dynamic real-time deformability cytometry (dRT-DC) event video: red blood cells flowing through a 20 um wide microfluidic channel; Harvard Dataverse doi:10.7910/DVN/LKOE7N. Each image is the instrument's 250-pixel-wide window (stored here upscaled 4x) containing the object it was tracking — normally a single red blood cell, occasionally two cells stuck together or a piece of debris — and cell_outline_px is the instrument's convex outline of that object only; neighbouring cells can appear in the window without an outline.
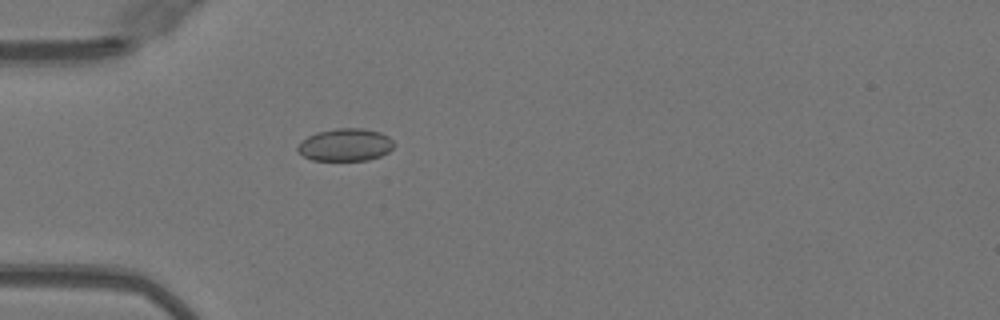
{"species": "Egyptian fruit bat (a non-hibernating species)", "species_latin": "Rousettus aegyptiacus", "temperature_condition": "warm", "stored_images_in_passage": 39, "camera_frame_rate_fps": 3000, "um_per_image_px": 0.085, "animal": {"sex": "female"}, "frame": {"image": 1, "passage_image": 4, "time_ms": 1.0, "image_size_px": [1000, 320], "cell_outline_px": [[392, 148], [388, 152], [380, 156], [368, 160], [312, 160], [304, 156], [296, 148], [308, 136], [316, 132], [336, 128], [364, 128], [380, 132], [388, 136], [392, 140]], "centroid_in_image_um": [29.37, 12.3], "position_along_channel_um": 55.6, "area_um2": 18.09}}
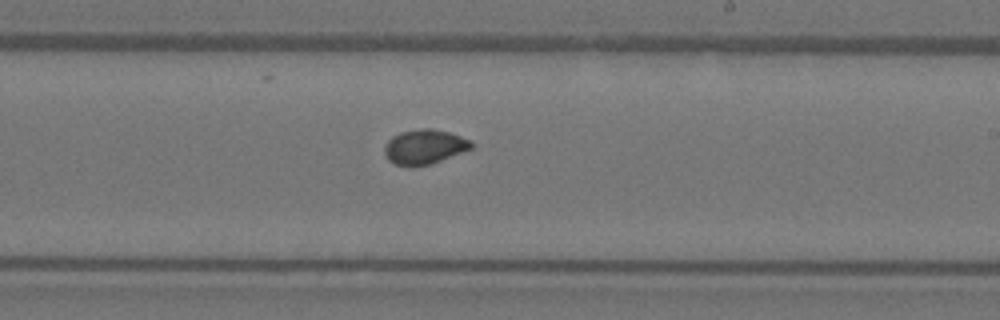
{"frame": {"image": 2, "passage_image": 19, "time_ms": 6.0, "image_size_px": [1000, 320], "cell_outline_px": [[476, 144], [472, 148], [432, 164], [396, 164], [388, 160], [384, 152], [384, 148], [388, 140], [392, 136], [400, 132], [420, 128], [432, 128], [448, 132], [472, 140]], "centroid_in_image_um": [36.11, 12.44], "position_along_channel_um": 252.9, "area_um2": 17.34}}
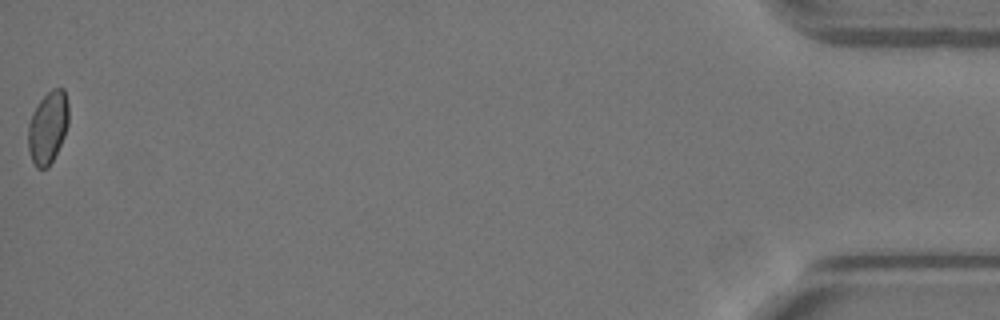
{"frame": {"image": 3, "passage_image": 39, "time_ms": 12.667, "image_size_px": [1000, 320], "cell_outline_px": [[68, 124], [64, 136], [48, 168], [36, 168], [32, 160], [28, 148], [28, 124], [32, 112], [40, 100], [52, 88], [64, 88], [68, 100]], "centroid_in_image_um": [4.07, 10.8], "position_along_channel_um": 431.1, "area_um2": 17.05}, "authors_computed_cell_mechanics": {"area_um2": 17.2822, "velocity_mm_per_s": 4.0914, "shape_relaxation_time_tau1_ms": null, "shape_relaxation_time_tau2_ms": 0.7225, "deformation_change_tau1": null, "deformation_change_tau2": 0.0406}}